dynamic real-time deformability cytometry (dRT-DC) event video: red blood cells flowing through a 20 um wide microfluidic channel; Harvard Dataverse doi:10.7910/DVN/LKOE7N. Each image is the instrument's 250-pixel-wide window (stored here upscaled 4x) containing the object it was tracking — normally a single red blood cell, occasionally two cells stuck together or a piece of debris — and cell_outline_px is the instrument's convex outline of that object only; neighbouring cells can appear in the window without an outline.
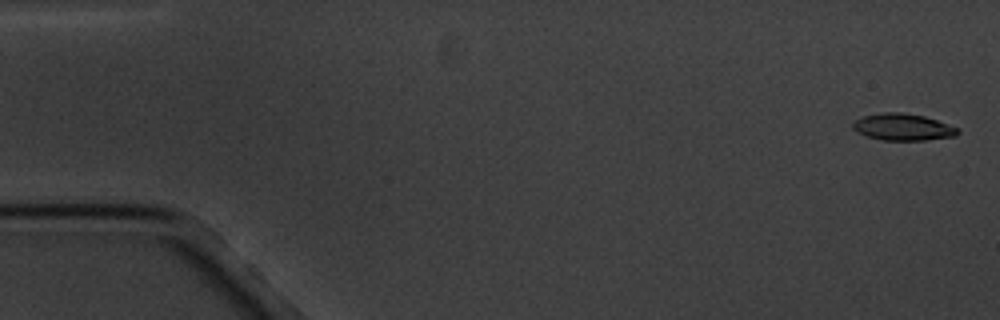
{"species": "common noctule bat (a hibernating species)", "species_latin": "Nyctalus noctula", "temperature_condition": "cold", "stored_images_in_passage": 17, "camera_frame_rate_fps": 3000, "um_per_image_px": 0.085, "animal": {"sex": "male", "body_mass_g": 20.1, "forearm_length_mm": 53.5}, "frame": {"image": 1, "passage_image": 1, "time_ms": 0.0, "image_size_px": [1000, 320], "cell_outline_px": [[960, 132], [956, 136], [928, 140], [884, 140], [868, 136], [856, 132], [852, 128], [852, 124], [856, 120], [864, 116], [880, 112], [900, 112], [924, 116], [960, 128]], "centroid_in_image_um": [76.77, 10.8], "position_along_channel_um": 8.2, "area_um2": 16.42}}
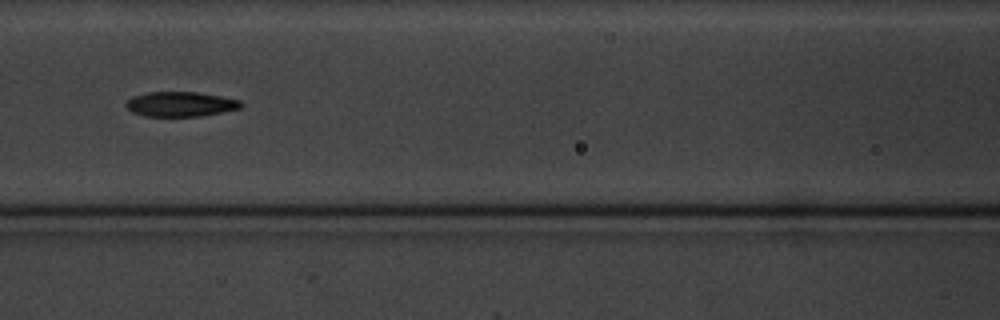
{"frame": {"image": 2, "passage_image": 8, "time_ms": 8.0, "image_size_px": [1000, 320], "cell_outline_px": [[244, 104], [240, 108], [224, 112], [200, 116], [144, 116], [132, 112], [124, 104], [132, 96], [148, 92], [196, 92], [220, 96], [240, 100]], "centroid_in_image_um": [15.35, 8.85], "position_along_channel_um": 151.3, "area_um2": 16.65}}
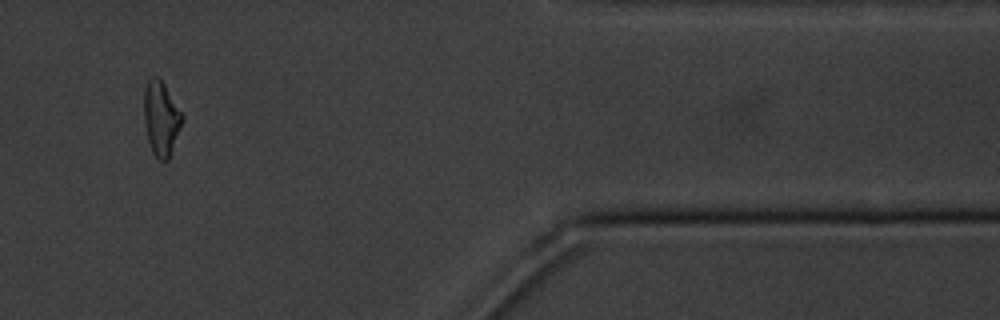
{"frame": {"image": 3, "passage_image": 15, "time_ms": 16.333, "image_size_px": [1000, 320], "cell_outline_px": [[184, 116], [168, 160], [160, 160], [152, 152], [148, 140], [144, 120], [144, 88], [148, 80], [152, 76], [156, 76], [164, 84]], "centroid_in_image_um": [13.68, 10.04], "position_along_channel_um": 397.7, "area_um2": 16.24}, "authors_computed_cell_mechanics": {"area_um2": 16.6464, "velocity_mm_per_s": 3.3864, "shape_relaxation_time_tau1_ms": 5.4843, "shape_relaxation_time_tau2_ms": 5.3239, "deformation_change_tau1": 0.1607, "deformation_change_tau2": 0.1342}}